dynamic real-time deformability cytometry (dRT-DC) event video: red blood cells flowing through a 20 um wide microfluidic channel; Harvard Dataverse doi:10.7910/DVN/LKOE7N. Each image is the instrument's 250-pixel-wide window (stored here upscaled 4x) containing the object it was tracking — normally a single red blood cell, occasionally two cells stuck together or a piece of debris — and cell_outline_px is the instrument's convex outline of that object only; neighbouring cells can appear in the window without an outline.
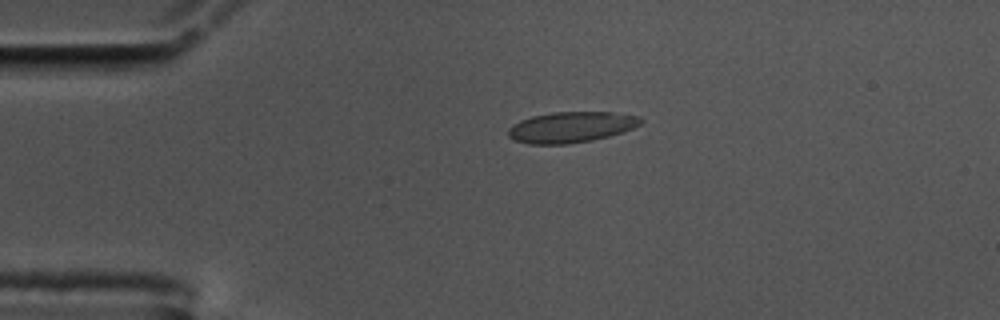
{"species": "common noctule bat (a hibernating species)", "species_latin": "Nyctalus noctula", "temperature_condition": "cold", "stored_images_in_passage": 45, "camera_frame_rate_fps": 3000, "um_per_image_px": 0.085, "animal": {"sex": "male", "body_mass_g": 17.5, "forearm_length_mm": 52.3}, "frame": {"image": 1, "passage_image": 1, "time_ms": 0.0, "image_size_px": [1000, 320], "cell_outline_px": [[644, 120], [640, 124], [632, 128], [608, 136], [592, 140], [568, 144], [528, 144], [516, 140], [508, 136], [508, 128], [512, 124], [520, 120], [532, 116], [552, 112], [612, 112], [640, 116]], "centroid_in_image_um": [48.52, 10.8], "position_along_channel_um": 36.5, "area_um2": 23.76}}
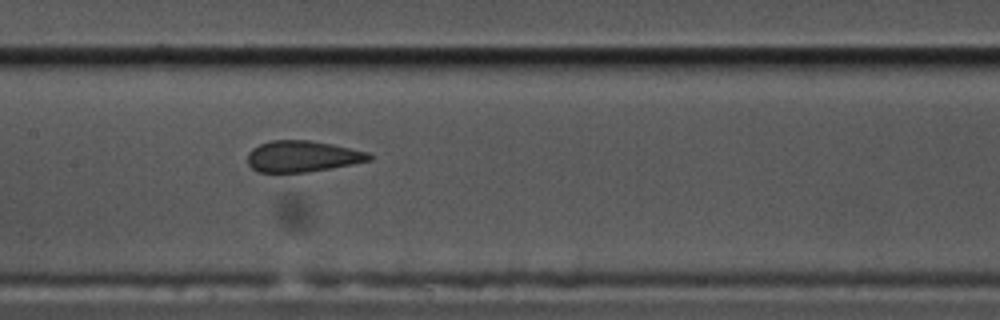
{"frame": {"image": 2, "passage_image": 16, "time_ms": 5.0, "image_size_px": [1000, 320], "cell_outline_px": [[372, 160], [352, 164], [308, 172], [256, 172], [248, 164], [248, 152], [252, 148], [260, 144], [272, 140], [308, 140], [332, 144], [368, 152], [372, 156]], "centroid_in_image_um": [25.69, 13.29], "position_along_channel_um": 181.7, "area_um2": 22.08}}
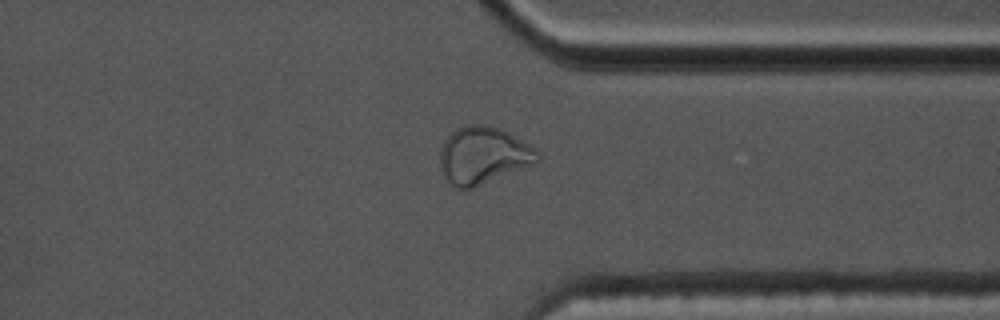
{"frame": {"image": 3, "passage_image": 32, "time_ms": 10.333, "image_size_px": [1000, 320], "cell_outline_px": [[540, 160], [536, 164], [472, 188], [456, 188], [444, 180], [440, 172], [440, 148], [444, 140], [456, 128], [464, 124], [484, 124], [500, 128], [508, 132], [536, 148], [540, 152]], "centroid_in_image_um": [41.07, 13.21], "position_along_channel_um": 370.3, "area_um2": 33.12}}